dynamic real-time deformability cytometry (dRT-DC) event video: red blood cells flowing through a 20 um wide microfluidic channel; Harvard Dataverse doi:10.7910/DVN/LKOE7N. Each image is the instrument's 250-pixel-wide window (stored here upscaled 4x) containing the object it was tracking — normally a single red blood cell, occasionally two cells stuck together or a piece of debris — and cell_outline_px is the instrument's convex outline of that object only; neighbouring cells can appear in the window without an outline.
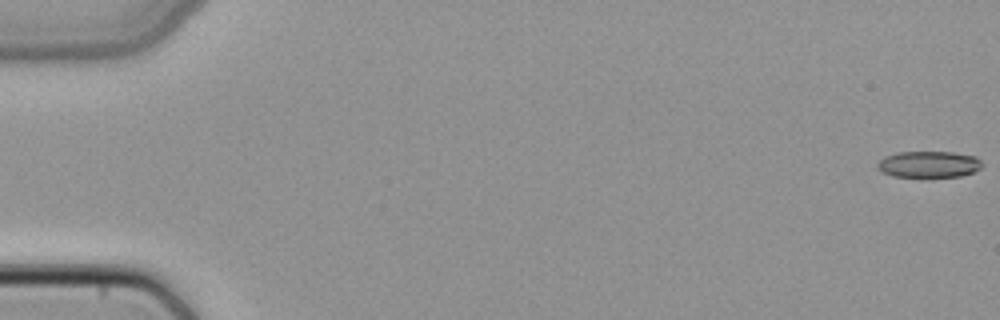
{"species": "common noctule bat (a hibernating species)", "species_latin": "Nyctalus noctula", "temperature_condition": "cold", "stored_images_in_passage": 51, "camera_frame_rate_fps": 3000, "um_per_image_px": 0.085, "animal": {"sex": "female", "body_mass_g": 22.7, "forearm_length_mm": 54.2}, "frame": {"image": 1, "passage_image": 1, "time_ms": 0.0, "image_size_px": [1000, 320], "cell_outline_px": [[984, 164], [980, 168], [972, 172], [960, 176], [924, 180], [892, 176], [876, 168], [876, 164], [884, 156], [896, 152], [952, 152], [976, 156]], "centroid_in_image_um": [78.92, 14.01], "position_along_channel_um": 6.1, "area_um2": 16.99}}
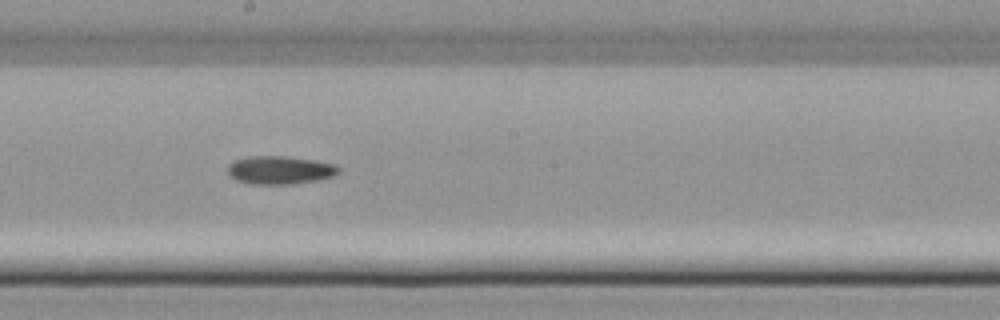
{"frame": {"image": 2, "passage_image": 29, "time_ms": 9.333, "image_size_px": [1000, 320], "cell_outline_px": [[340, 172], [336, 176], [320, 180], [292, 184], [248, 184], [236, 180], [228, 172], [228, 164], [232, 160], [248, 156], [284, 156], [316, 160], [336, 164], [340, 168]], "centroid_in_image_um": [23.83, 14.45], "position_along_channel_um": 224.4, "area_um2": 18.61}}
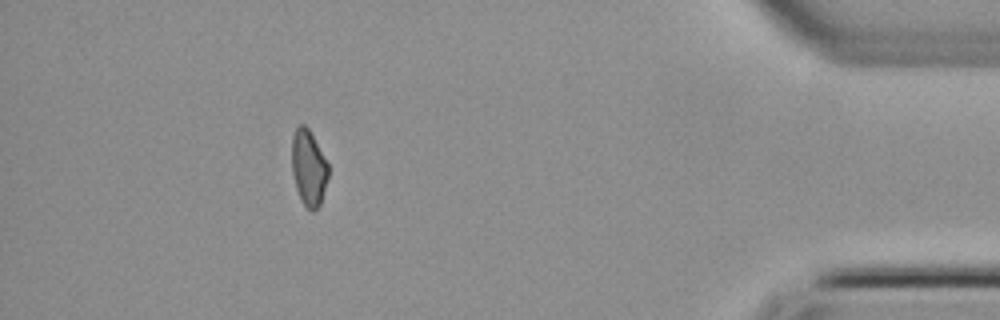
{"frame": {"image": 3, "passage_image": 46, "time_ms": 15.0, "image_size_px": [1000, 320], "cell_outline_px": [[328, 176], [320, 204], [312, 212], [304, 204], [296, 188], [292, 172], [292, 136], [296, 128], [300, 124], [304, 124], [308, 128], [328, 164]], "centroid_in_image_um": [26.22, 14.25], "position_along_channel_um": 409.0, "area_um2": 15.78}}